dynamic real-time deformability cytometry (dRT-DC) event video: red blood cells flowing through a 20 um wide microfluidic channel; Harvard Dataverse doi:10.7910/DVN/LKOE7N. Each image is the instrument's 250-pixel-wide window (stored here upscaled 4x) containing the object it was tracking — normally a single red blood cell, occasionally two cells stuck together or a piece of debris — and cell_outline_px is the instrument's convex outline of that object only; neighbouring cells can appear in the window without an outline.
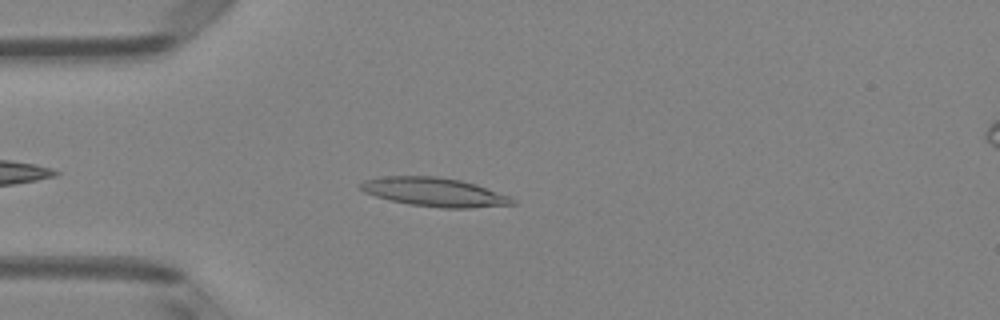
{"species": "Egyptian fruit bat (a non-hibernating species)", "species_latin": "Rousettus aegyptiacus", "temperature_condition": "room temperature", "stored_images_in_passage": 44, "camera_frame_rate_fps": 3000, "um_per_image_px": 0.085, "animal": {"sex": "female"}, "frame": {"image": 1, "passage_image": 7, "time_ms": 2.0, "image_size_px": [1000, 320], "cell_outline_px": [[516, 204], [468, 208], [440, 208], [408, 204], [376, 196], [364, 192], [360, 188], [360, 184], [364, 180], [384, 176], [436, 176], [460, 180], [476, 184], [512, 196], [516, 200]], "centroid_in_image_um": [36.97, 16.33], "position_along_channel_um": 48.0, "area_um2": 25.55}}
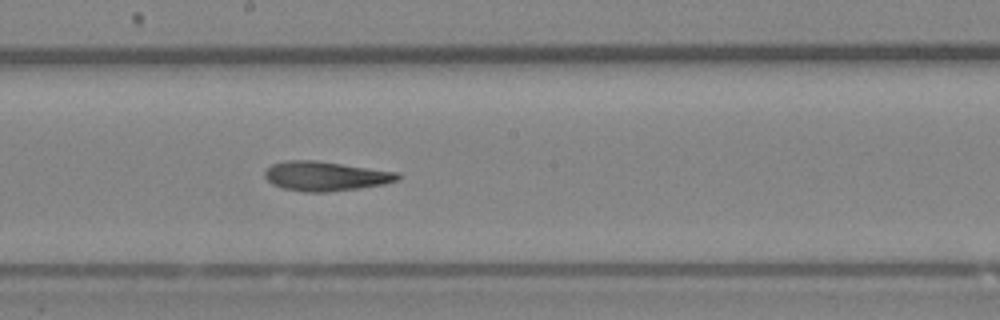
{"frame": {"image": 2, "passage_image": 21, "time_ms": 6.667, "image_size_px": [1000, 320], "cell_outline_px": [[400, 180], [384, 184], [360, 188], [324, 192], [304, 192], [284, 188], [272, 184], [264, 176], [264, 172], [272, 164], [288, 160], [316, 160], [400, 172]], "centroid_in_image_um": [27.7, 14.96], "position_along_channel_um": 220.5, "area_um2": 22.89}}
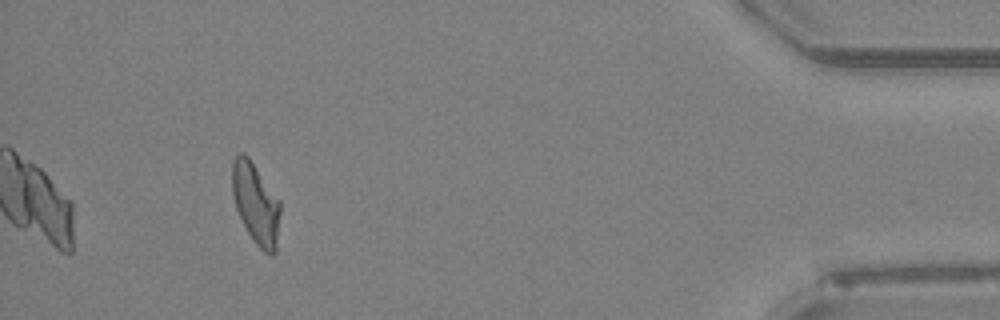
{"frame": {"image": 3, "passage_image": 40, "time_ms": 13.0, "image_size_px": [1000, 320], "cell_outline_px": [[280, 212], [276, 252], [272, 256], [264, 252], [256, 244], [248, 232], [236, 208], [232, 192], [232, 160], [240, 152], [244, 152], [248, 156], [280, 200]], "centroid_in_image_um": [21.75, 17.29], "position_along_channel_um": 413.5, "area_um2": 22.66}, "authors_computed_cell_mechanics": {"area_um2": 22.9466, "velocity_mm_per_s": 4.0184, "shape_relaxation_time_tau1_ms": 5.196, "shape_relaxation_time_tau2_ms": 5.9145, "deformation_change_tau1": 0.1969, "deformation_change_tau2": 0.1675}}